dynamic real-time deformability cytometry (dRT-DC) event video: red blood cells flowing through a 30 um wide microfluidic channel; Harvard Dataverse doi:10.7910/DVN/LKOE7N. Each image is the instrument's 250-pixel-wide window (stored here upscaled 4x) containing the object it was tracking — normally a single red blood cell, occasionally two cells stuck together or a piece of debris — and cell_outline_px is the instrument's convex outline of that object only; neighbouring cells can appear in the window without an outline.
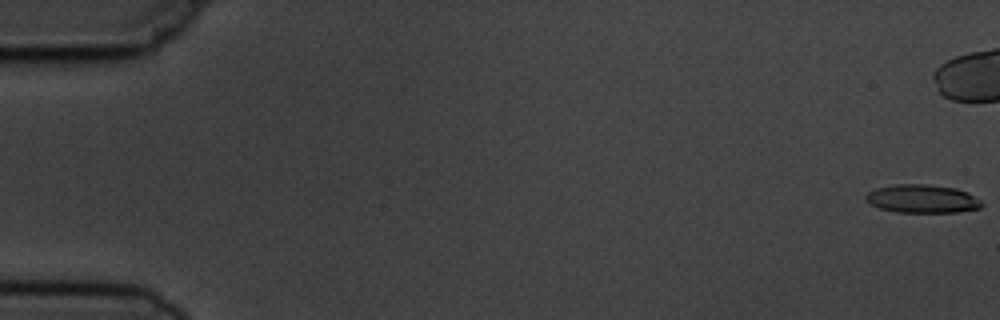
{"species": "common noctule bat (a hibernating species)", "species_latin": "Nyctalus noctula", "temperature_condition": "cold", "stored_images_in_passage": 7, "camera_frame_rate_fps": 3000, "um_per_image_px": 0.085, "animal": {"sex": "male", "body_mass_g": 19.5, "forearm_length_mm": 54.6}, "frame": {"image": 1, "passage_image": 1, "time_ms": 0.0, "image_size_px": [1000, 320], "cell_outline_px": [[984, 204], [980, 208], [960, 212], [896, 212], [880, 208], [872, 204], [864, 196], [868, 192], [876, 188], [896, 184], [928, 184], [956, 188], [968, 192], [980, 200]], "centroid_in_image_um": [78.43, 16.89], "position_along_channel_um": 6.6, "area_um2": 19.13}}